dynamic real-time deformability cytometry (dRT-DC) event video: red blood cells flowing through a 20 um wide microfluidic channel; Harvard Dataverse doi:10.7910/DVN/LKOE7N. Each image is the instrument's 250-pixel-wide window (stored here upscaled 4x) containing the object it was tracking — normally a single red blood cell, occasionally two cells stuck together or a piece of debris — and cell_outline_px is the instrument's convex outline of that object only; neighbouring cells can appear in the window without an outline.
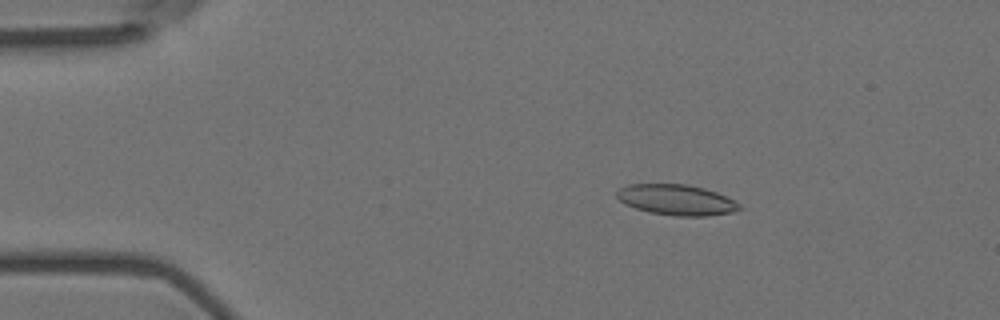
{"species": "Egyptian fruit bat (a non-hibernating species)", "species_latin": "Rousettus aegyptiacus", "temperature_condition": "room temperature", "stored_images_in_passage": 54, "camera_frame_rate_fps": 3000, "um_per_image_px": 0.085, "animal": {"sex": "female"}, "frame": {"image": 1, "passage_image": 9, "time_ms": 2.667, "image_size_px": [1000, 320], "cell_outline_px": [[744, 208], [732, 212], [708, 216], [676, 216], [648, 212], [636, 208], [620, 200], [616, 196], [616, 192], [620, 188], [628, 184], [688, 184], [704, 188], [716, 192], [736, 200]], "centroid_in_image_um": [57.55, 16.99], "position_along_channel_um": 27.5, "area_um2": 21.96}}
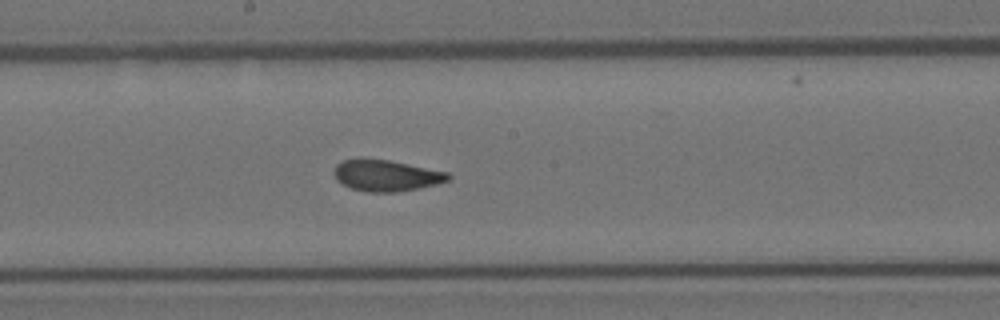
{"frame": {"image": 2, "passage_image": 29, "time_ms": 9.333, "image_size_px": [1000, 320], "cell_outline_px": [[452, 176], [448, 180], [436, 184], [396, 192], [368, 192], [352, 188], [336, 180], [332, 172], [336, 164], [344, 160], [360, 156], [388, 160], [448, 172]], "centroid_in_image_um": [32.76, 14.89], "position_along_channel_um": 215.4, "area_um2": 20.98}}
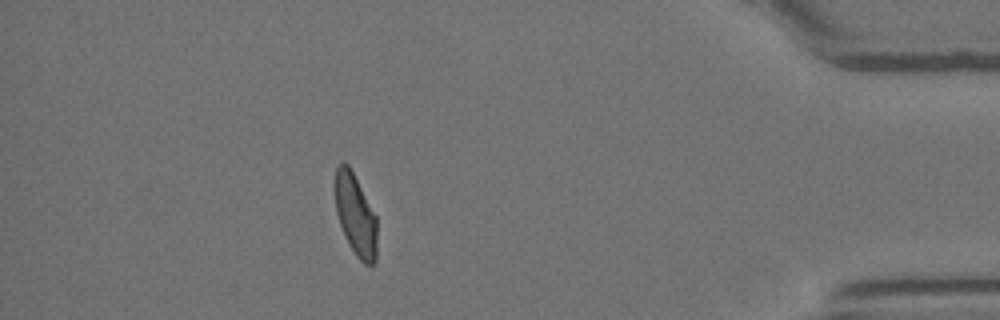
{"frame": {"image": 3, "passage_image": 48, "time_ms": 15.667, "image_size_px": [1000, 320], "cell_outline_px": [[376, 260], [372, 264], [364, 264], [356, 256], [348, 244], [340, 224], [336, 212], [332, 184], [336, 168], [344, 160], [348, 164], [376, 216]], "centroid_in_image_um": [30.17, 18.23], "position_along_channel_um": 405.0, "area_um2": 20.17}, "authors_computed_cell_mechanics": {"area_um2": 21.4438, "velocity_mm_per_s": 3.742, "shape_relaxation_time_tau1_ms": null, "shape_relaxation_time_tau2_ms": 1.6434, "deformation_change_tau1": null, "deformation_change_tau2": 0.0807}}